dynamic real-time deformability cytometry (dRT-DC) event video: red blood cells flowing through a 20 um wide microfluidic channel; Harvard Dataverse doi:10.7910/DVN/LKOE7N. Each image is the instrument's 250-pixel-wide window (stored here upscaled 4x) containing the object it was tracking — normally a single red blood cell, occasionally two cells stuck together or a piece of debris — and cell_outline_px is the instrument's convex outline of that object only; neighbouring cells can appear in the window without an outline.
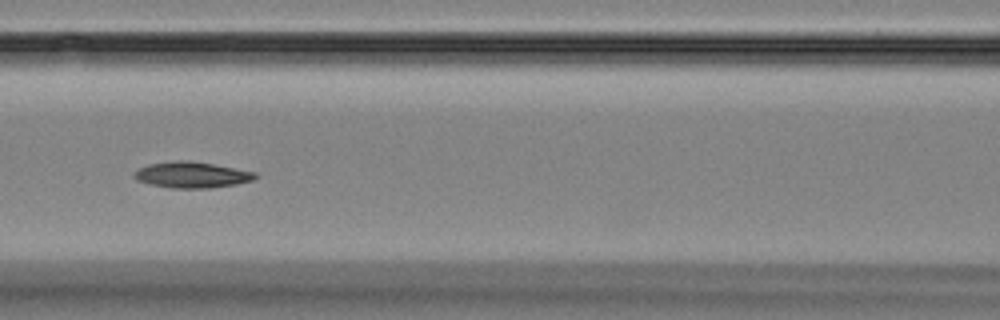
{"species": "Egyptian fruit bat (a non-hibernating species)", "species_latin": "Rousettus aegyptiacus", "temperature_condition": "room temperature", "stored_images_in_passage": 7, "camera_frame_rate_fps": 3000, "um_per_image_px": 0.085, "animal": {"sex": "female"}, "frame": {"image": 1, "passage_image": 6, "time_ms": 6.333, "image_size_px": [1000, 320], "cell_outline_px": [[260, 176], [252, 180], [236, 184], [212, 188], [172, 188], [152, 184], [136, 180], [132, 176], [132, 172], [148, 164], [180, 160], [212, 164], [256, 172]], "centroid_in_image_um": [16.3, 14.87], "position_along_channel_um": 150.3, "area_um2": 18.21}}
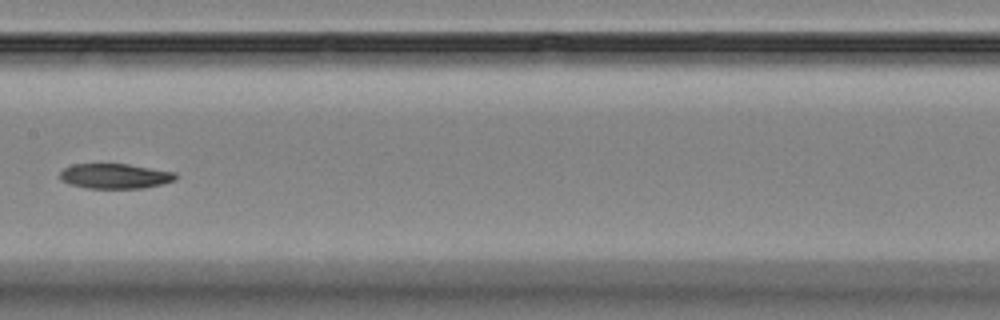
{"frame": {"image": 2, "passage_image": 7, "time_ms": 7.667, "image_size_px": [1000, 320], "cell_outline_px": [[176, 180], [144, 188], [88, 188], [68, 184], [60, 180], [60, 172], [64, 168], [72, 164], [128, 164], [176, 172]], "centroid_in_image_um": [9.75, 14.96], "position_along_channel_um": 197.6, "area_um2": 16.88}}